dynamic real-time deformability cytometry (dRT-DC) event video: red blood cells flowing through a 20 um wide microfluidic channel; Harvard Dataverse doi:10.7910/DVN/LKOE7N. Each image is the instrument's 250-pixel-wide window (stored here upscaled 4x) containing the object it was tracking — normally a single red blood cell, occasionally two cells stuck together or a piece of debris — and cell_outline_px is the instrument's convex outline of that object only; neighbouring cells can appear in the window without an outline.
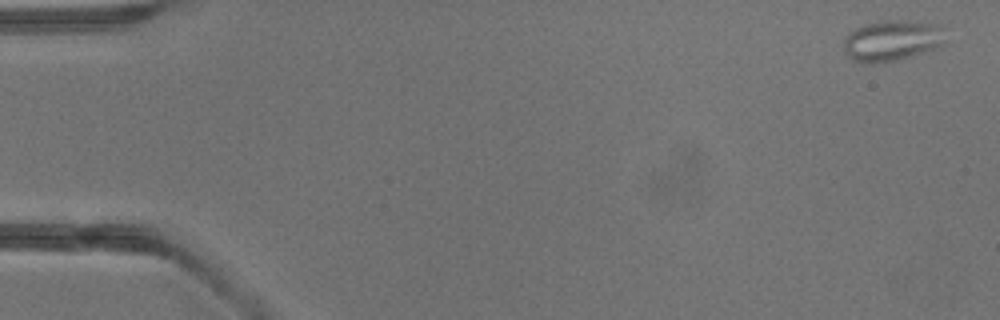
{"species": "common noctule bat (a hibernating species)", "species_latin": "Nyctalus noctula", "temperature_condition": "warm", "stored_images_in_passage": 4, "camera_frame_rate_fps": 3000, "um_per_image_px": 0.085, "animal": {"sex": "male", "body_mass_g": 13.3}, "frame": {"image": 1, "passage_image": 1, "time_ms": 0.0, "image_size_px": [1000, 320], "cell_outline_px": [[944, 28], [940, 44], [936, 48], [896, 60], [880, 64], [856, 60], [848, 56], [844, 52], [844, 36], [856, 28], [864, 24], [888, 20], [908, 20], [940, 24]], "centroid_in_image_um": [75.79, 3.43], "position_along_channel_um": 9.2, "area_um2": 23.99}}
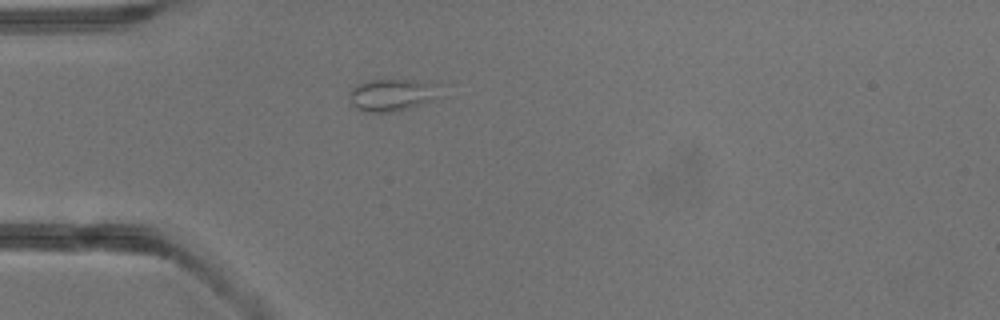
{"frame": {"image": 2, "passage_image": 4, "time_ms": 3.333, "image_size_px": [1000, 320], "cell_outline_px": [[436, 96], [432, 100], [408, 108], [392, 112], [368, 112], [356, 108], [352, 104], [352, 88], [356, 84], [368, 80], [404, 80], [436, 84]], "centroid_in_image_um": [33.25, 8.07], "position_along_channel_um": 51.7, "area_um2": 16.24}}